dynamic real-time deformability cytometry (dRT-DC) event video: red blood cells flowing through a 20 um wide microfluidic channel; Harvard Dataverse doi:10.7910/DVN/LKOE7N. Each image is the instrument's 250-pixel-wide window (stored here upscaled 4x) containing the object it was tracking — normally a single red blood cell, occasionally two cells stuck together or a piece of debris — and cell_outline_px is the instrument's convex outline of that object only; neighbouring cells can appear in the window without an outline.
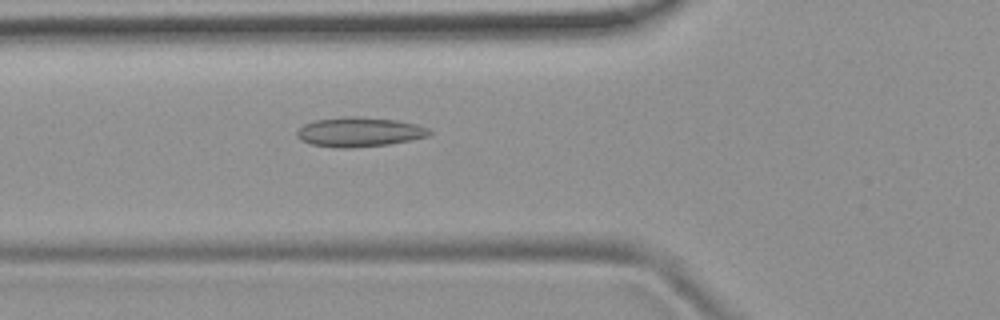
{"species": "common noctule bat (a hibernating species)", "species_latin": "Nyctalus noctula", "temperature_condition": "room temperature", "stored_images_in_passage": 53, "camera_frame_rate_fps": 3000, "um_per_image_px": 0.085, "animal": {"sex": "female", "body_mass_g": 19.9}, "frame": {"image": 1, "passage_image": 19, "time_ms": 6.0, "image_size_px": [1000, 320], "cell_outline_px": [[432, 132], [428, 136], [388, 144], [352, 148], [340, 148], [312, 144], [300, 140], [296, 136], [296, 132], [304, 124], [316, 120], [348, 116], [352, 116], [396, 120], [416, 124], [428, 128]], "centroid_in_image_um": [30.52, 11.22], "position_along_channel_um": 95.3, "area_um2": 22.54}}
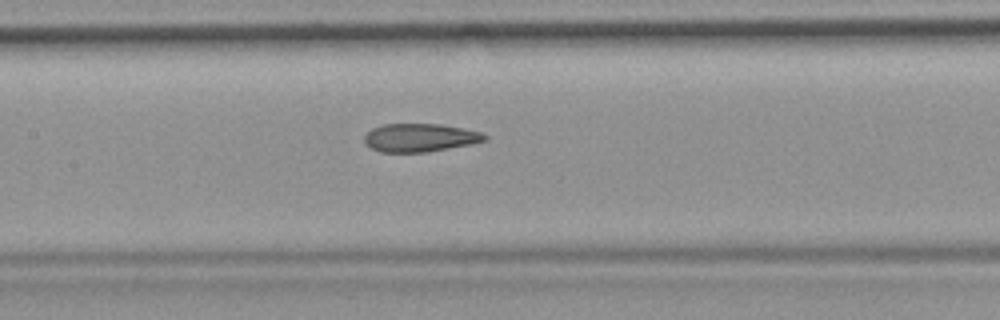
{"frame": {"image": 2, "passage_image": 25, "time_ms": 8.0, "image_size_px": [1000, 320], "cell_outline_px": [[488, 140], [472, 144], [424, 152], [380, 152], [372, 148], [364, 140], [364, 136], [372, 128], [384, 124], [440, 124], [464, 128], [484, 132], [488, 136]], "centroid_in_image_um": [35.75, 11.69], "position_along_channel_um": 171.6, "area_um2": 19.83}}
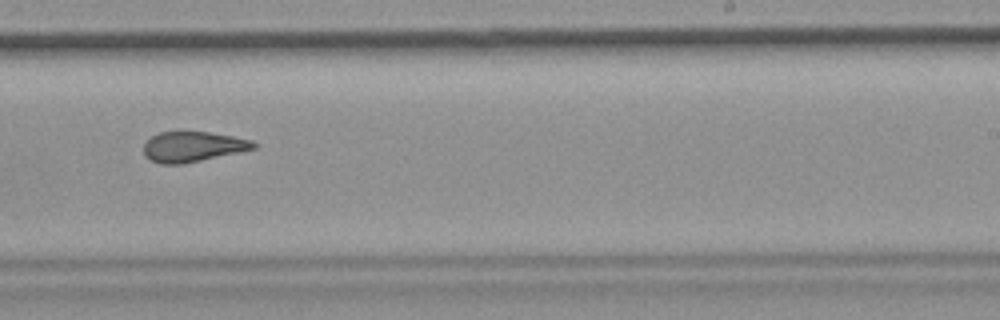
{"frame": {"image": 3, "passage_image": 33, "time_ms": 10.667, "image_size_px": [1000, 320], "cell_outline_px": [[256, 148], [240, 152], [184, 164], [160, 164], [148, 160], [144, 156], [144, 144], [152, 136], [160, 132], [208, 132], [232, 136], [252, 140], [256, 144]], "centroid_in_image_um": [16.37, 12.48], "position_along_channel_um": 272.6, "area_um2": 19.42}, "authors_computed_cell_mechanics": {"area_um2": 21.0392, "velocity_mm_per_s": 3.808, "shape_relaxation_time_tau1_ms": null, "shape_relaxation_time_tau2_ms": 2.4207, "deformation_change_tau1": null, "deformation_change_tau2": 0.094}}